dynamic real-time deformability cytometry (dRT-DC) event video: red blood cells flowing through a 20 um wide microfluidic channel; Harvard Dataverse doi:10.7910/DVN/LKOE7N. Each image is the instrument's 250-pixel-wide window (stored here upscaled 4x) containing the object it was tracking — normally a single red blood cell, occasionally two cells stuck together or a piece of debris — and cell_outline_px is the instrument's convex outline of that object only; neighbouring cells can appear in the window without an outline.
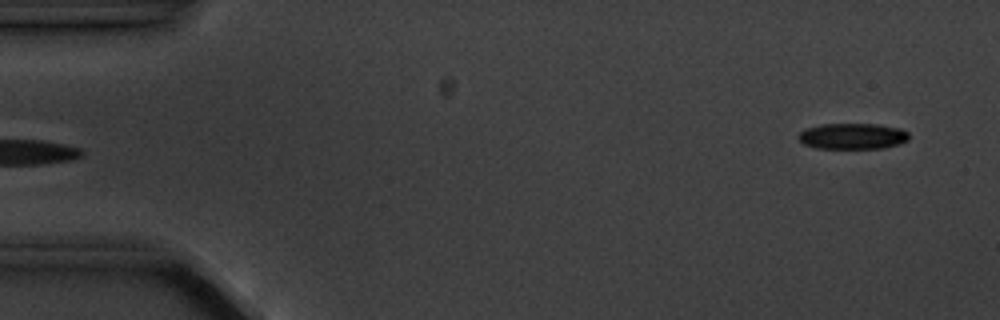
{"species": "common noctule bat (a hibernating species)", "species_latin": "Nyctalus noctula", "temperature_condition": "cold", "stored_images_in_passage": 6, "camera_frame_rate_fps": 3000, "um_per_image_px": 0.085, "animal": {"sex": "male", "body_mass_g": 20.1, "forearm_length_mm": 53.5}, "frame": {"image": 1, "passage_image": 6, "time_ms": 6.0, "image_size_px": [1000, 320], "cell_outline_px": [[908, 140], [884, 148], [816, 148], [804, 144], [796, 136], [804, 128], [820, 124], [880, 124], [900, 128], [908, 132]], "centroid_in_image_um": [72.43, 11.56], "position_along_channel_um": 12.6, "area_um2": 16.76}}